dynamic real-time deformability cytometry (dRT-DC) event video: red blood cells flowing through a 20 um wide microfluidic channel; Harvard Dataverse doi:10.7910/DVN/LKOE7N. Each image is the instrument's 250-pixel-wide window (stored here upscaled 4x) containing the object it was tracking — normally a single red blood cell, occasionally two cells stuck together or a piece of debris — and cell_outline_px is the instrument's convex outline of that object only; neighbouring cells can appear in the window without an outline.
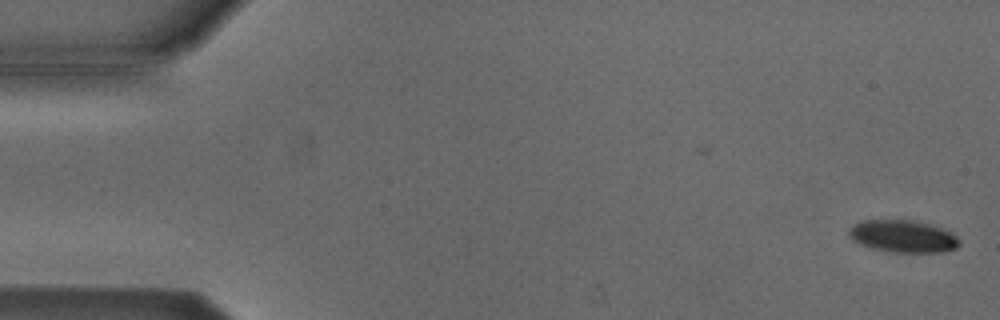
{"species": "Egyptian fruit bat (a non-hibernating species)", "species_latin": "Rousettus aegyptiacus", "temperature_condition": "cold", "stored_images_in_passage": 47, "camera_frame_rate_fps": 3000, "um_per_image_px": 0.085, "animal": {"sex": "male"}, "frame": {"image": 1, "passage_image": 1, "time_ms": 0.0, "image_size_px": [1000, 320], "cell_outline_px": [[960, 244], [956, 248], [944, 252], [892, 252], [872, 248], [860, 244], [852, 240], [848, 236], [848, 228], [852, 224], [860, 220], [920, 220], [932, 224], [952, 232], [960, 240]], "centroid_in_image_um": [76.74, 20.07], "position_along_channel_um": 8.3, "area_um2": 21.21}}
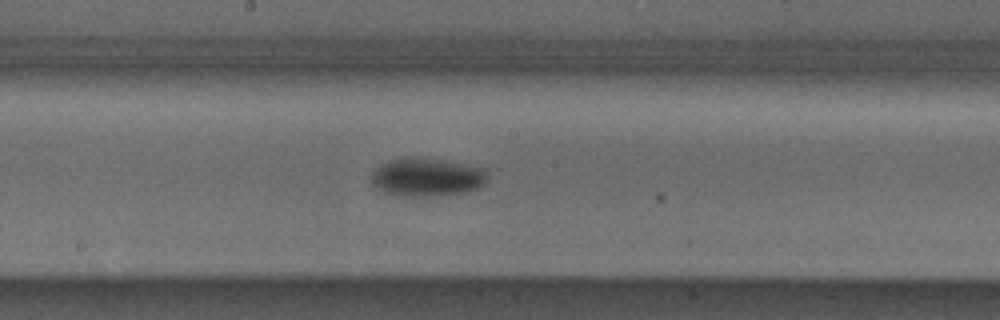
{"frame": {"image": 2, "passage_image": 28, "time_ms": 9.0, "image_size_px": [1000, 320], "cell_outline_px": [[488, 180], [480, 188], [464, 192], [432, 196], [400, 196], [384, 192], [376, 188], [372, 184], [372, 172], [376, 168], [392, 160], [412, 156], [440, 160], [484, 168], [488, 172]], "centroid_in_image_um": [36.31, 15.07], "position_along_channel_um": 211.9, "area_um2": 25.84}}
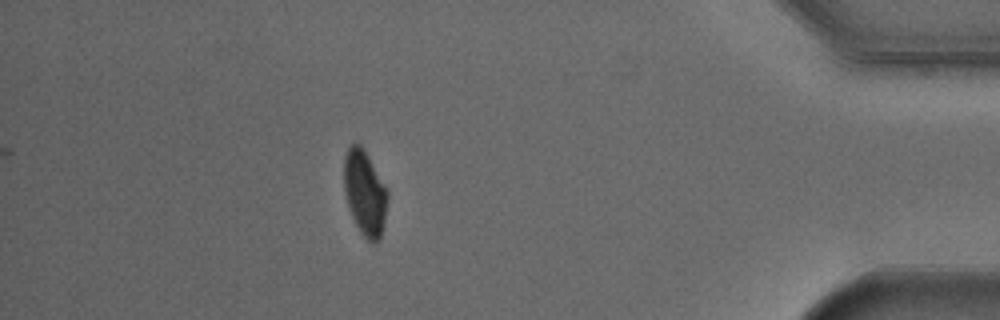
{"frame": {"image": 3, "passage_image": 47, "time_ms": 15.333, "image_size_px": [1000, 320], "cell_outline_px": [[388, 200], [380, 240], [376, 244], [372, 244], [360, 232], [348, 208], [344, 192], [344, 156], [348, 148], [352, 144], [360, 144], [368, 156], [388, 192]], "centroid_in_image_um": [31.0, 16.43], "position_along_channel_um": 404.2, "area_um2": 21.5}, "authors_computed_cell_mechanics": {"area_um2": 23.987, "velocity_mm_per_s": 3.8165, "shape_relaxation_time_tau1_ms": 3.6679, "shape_relaxation_time_tau2_ms": null, "deformation_change_tau1": 0.1119, "deformation_change_tau2": null}}